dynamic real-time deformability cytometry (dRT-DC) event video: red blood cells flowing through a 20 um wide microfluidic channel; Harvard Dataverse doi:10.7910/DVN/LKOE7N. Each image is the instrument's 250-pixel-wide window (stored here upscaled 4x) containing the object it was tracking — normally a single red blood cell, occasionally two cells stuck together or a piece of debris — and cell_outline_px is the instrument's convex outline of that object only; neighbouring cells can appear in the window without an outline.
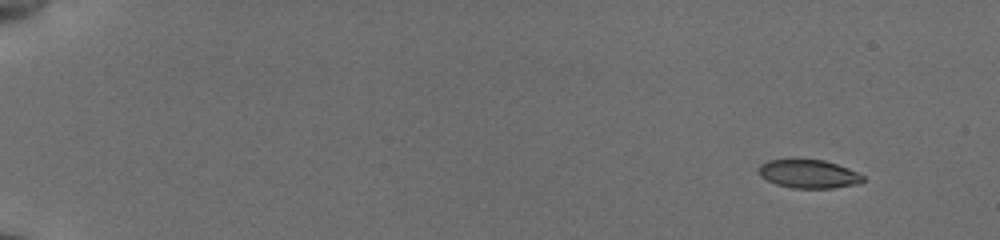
{"species": "common noctule bat (a hibernating species)", "species_latin": "Nyctalus noctula", "temperature_condition": "cold", "stored_images_in_passage": 52, "camera_frame_rate_fps": 3000, "um_per_image_px": 0.085, "animal": {"sex": "female", "body_mass_g": 19.5, "forearm_length_mm": 54.1}, "frame": {"image": 1, "passage_image": 1, "time_ms": 0.0, "image_size_px": [1000, 240], "cell_outline_px": [[864, 180], [856, 184], [832, 188], [796, 188], [776, 184], [760, 176], [760, 164], [768, 160], [824, 160], [848, 168], [864, 176]], "centroid_in_image_um": [68.74, 14.79], "position_along_channel_um": 16.3, "area_um2": 16.94}}
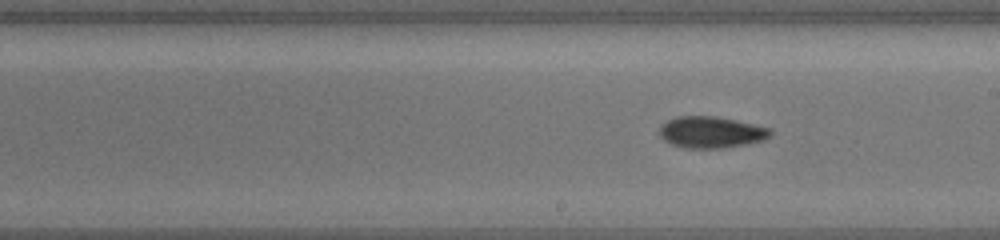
{"frame": {"image": 2, "passage_image": 30, "time_ms": 9.667, "image_size_px": [1000, 240], "cell_outline_px": [[772, 132], [764, 140], [724, 148], [684, 148], [672, 144], [664, 140], [660, 136], [660, 124], [676, 116], [716, 116], [736, 120], [772, 128]], "centroid_in_image_um": [60.43, 11.23], "position_along_channel_um": 228.6, "area_um2": 20.4}}
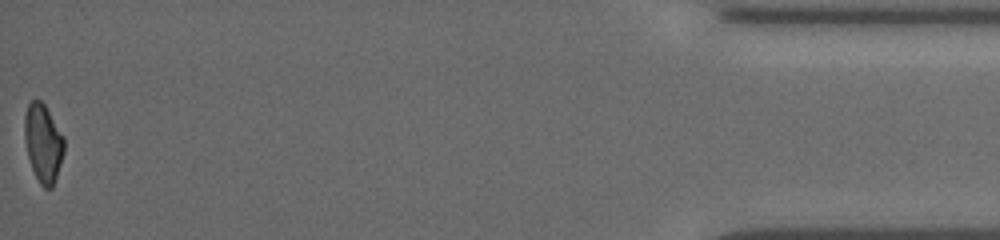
{"frame": {"image": 3, "passage_image": 52, "time_ms": 17.0, "image_size_px": [1000, 240], "cell_outline_px": [[64, 152], [52, 188], [44, 188], [40, 184], [32, 168], [28, 156], [24, 140], [24, 116], [28, 104], [32, 100], [40, 100], [44, 104], [64, 136]], "centroid_in_image_um": [3.66, 12.14], "position_along_channel_um": 431.5, "area_um2": 17.92}, "authors_computed_cell_mechanics": {"area_um2": 19.0162, "velocity_mm_per_s": 3.8386, "shape_relaxation_time_tau1_ms": 4.6602, "shape_relaxation_time_tau2_ms": 4.597, "deformation_change_tau1": 0.1434, "deformation_change_tau2": 0.1059}}